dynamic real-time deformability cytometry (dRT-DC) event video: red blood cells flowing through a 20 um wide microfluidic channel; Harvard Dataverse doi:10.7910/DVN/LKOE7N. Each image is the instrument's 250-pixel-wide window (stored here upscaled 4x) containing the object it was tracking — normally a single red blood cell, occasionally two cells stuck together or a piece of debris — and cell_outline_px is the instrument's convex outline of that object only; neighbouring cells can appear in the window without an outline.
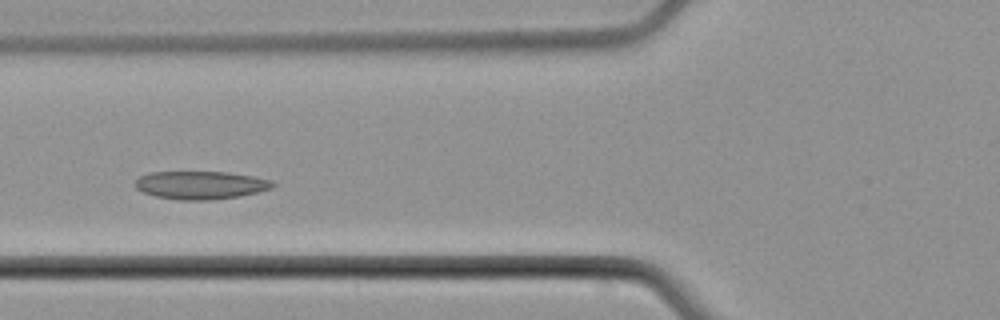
{"species": "common noctule bat (a hibernating species)", "species_latin": "Nyctalus noctula", "temperature_condition": "cold", "stored_images_in_passage": 4, "camera_frame_rate_fps": 3000, "um_per_image_px": 0.085, "animal": {"sex": "male", "body_mass_g": 21.5, "forearm_length_mm": 52.0}, "frame": {"image": 1, "passage_image": 3, "time_ms": 3.0, "image_size_px": [1000, 320], "cell_outline_px": [[276, 184], [272, 188], [240, 196], [208, 200], [180, 200], [156, 196], [144, 192], [136, 188], [136, 180], [140, 176], [148, 172], [228, 172], [252, 176], [272, 180]], "centroid_in_image_um": [17.07, 15.73], "position_along_channel_um": 108.7, "area_um2": 22.37}}
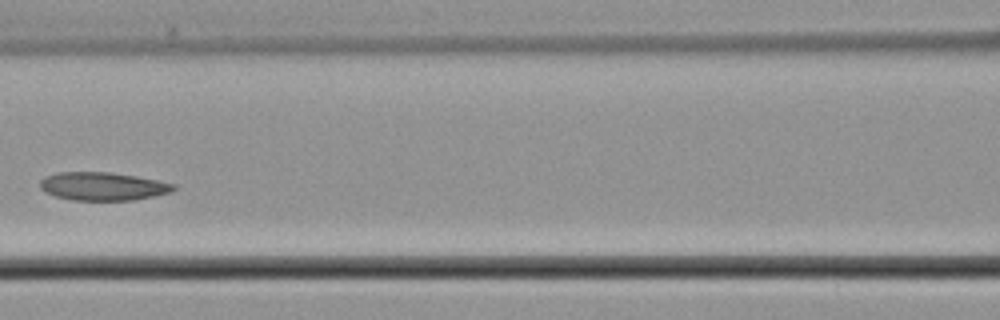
{"frame": {"image": 2, "passage_image": 4, "time_ms": 4.333, "image_size_px": [1000, 320], "cell_outline_px": [[176, 188], [172, 192], [136, 200], [72, 200], [56, 196], [44, 192], [40, 188], [40, 180], [44, 176], [56, 172], [112, 172], [136, 176], [176, 184]], "centroid_in_image_um": [8.73, 15.83], "position_along_channel_um": 157.9, "area_um2": 22.14}}